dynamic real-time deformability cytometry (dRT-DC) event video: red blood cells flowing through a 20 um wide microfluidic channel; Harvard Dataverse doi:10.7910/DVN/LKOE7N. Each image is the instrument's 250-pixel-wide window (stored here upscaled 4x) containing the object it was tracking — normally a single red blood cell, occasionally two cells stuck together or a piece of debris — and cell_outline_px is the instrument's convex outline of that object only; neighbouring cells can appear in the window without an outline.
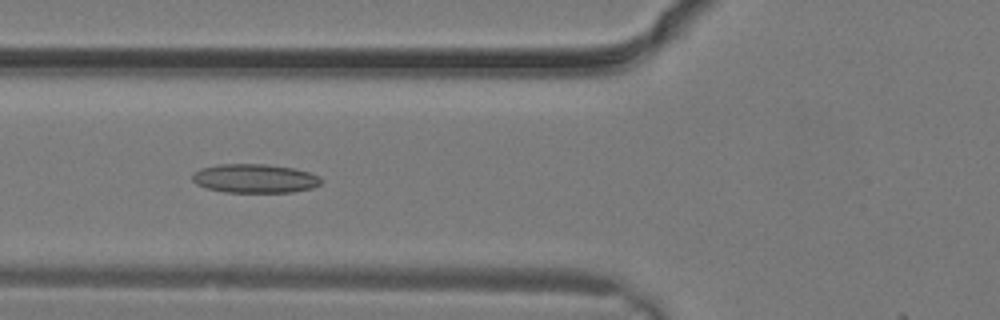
{"species": "common noctule bat (a hibernating species)", "species_latin": "Nyctalus noctula", "temperature_condition": "warm", "stored_images_in_passage": 12, "camera_frame_rate_fps": 3000, "um_per_image_px": 0.085, "animal": {"sex": "male", "body_mass_g": 19.2, "forearm_length_mm": 51.8}, "frame": {"image": 1, "passage_image": 7, "time_ms": 2.0, "image_size_px": [1000, 320], "cell_outline_px": [[320, 184], [312, 188], [292, 192], [224, 192], [208, 188], [196, 184], [192, 180], [192, 172], [200, 168], [220, 164], [264, 164], [296, 168], [320, 176]], "centroid_in_image_um": [21.63, 15.16], "position_along_channel_um": 104.2, "area_um2": 21.73}}
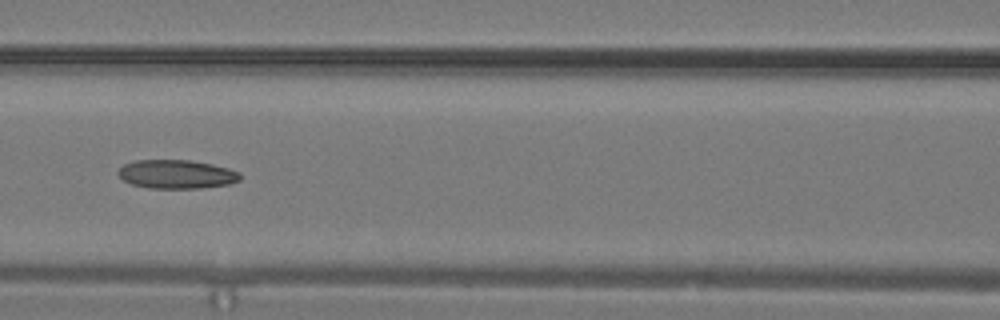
{"frame": {"image": 2, "passage_image": 9, "time_ms": 2.667, "image_size_px": [1000, 320], "cell_outline_px": [[240, 180], [228, 184], [200, 188], [148, 188], [132, 184], [124, 180], [116, 172], [124, 164], [136, 160], [188, 160], [212, 164], [228, 168], [240, 172]], "centroid_in_image_um": [15.0, 14.8], "position_along_channel_um": 151.6, "area_um2": 20.35}}
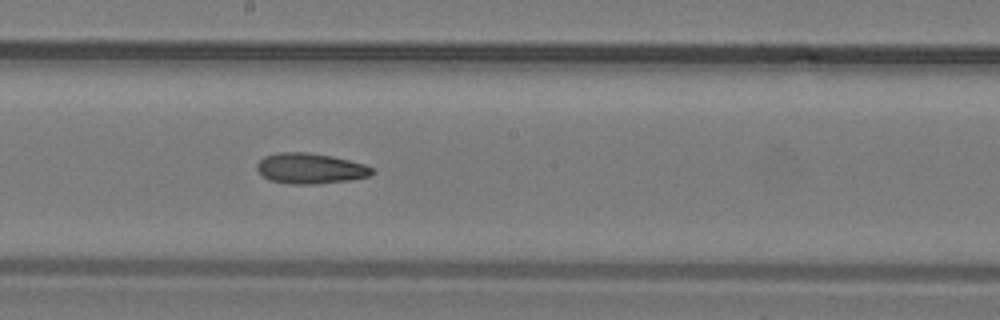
{"frame": {"image": 3, "passage_image": 12, "time_ms": 3.667, "image_size_px": [1000, 320], "cell_outline_px": [[376, 172], [368, 176], [348, 180], [316, 184], [288, 184], [268, 180], [256, 168], [256, 164], [264, 156], [280, 152], [308, 152], [332, 156], [364, 164], [372, 168]], "centroid_in_image_um": [26.35, 14.32], "position_along_channel_um": 221.8, "area_um2": 20.46}}